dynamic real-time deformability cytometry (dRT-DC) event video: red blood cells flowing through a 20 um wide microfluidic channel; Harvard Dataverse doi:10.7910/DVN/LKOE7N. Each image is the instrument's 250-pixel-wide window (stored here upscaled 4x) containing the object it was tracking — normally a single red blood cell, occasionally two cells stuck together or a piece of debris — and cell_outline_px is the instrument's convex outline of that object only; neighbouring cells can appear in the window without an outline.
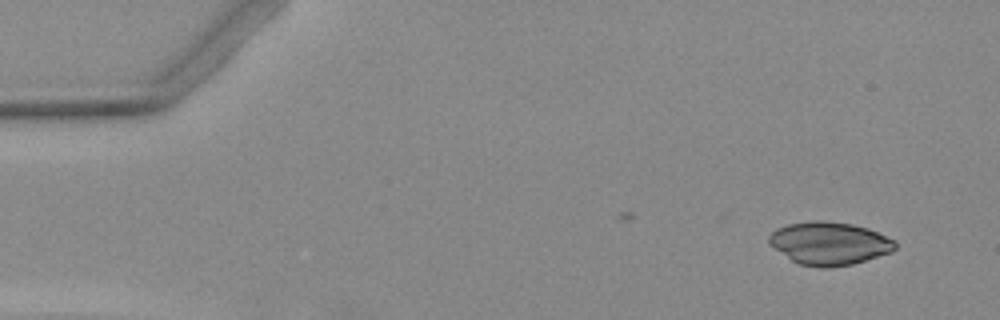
{"species": "Egyptian fruit bat (a non-hibernating species)", "species_latin": "Rousettus aegyptiacus", "temperature_condition": "warm", "stored_images_in_passage": 2, "camera_frame_rate_fps": 3000, "um_per_image_px": 0.085, "animal": {"sex": "female"}, "frame": {"image": 1, "passage_image": 2, "time_ms": 1.333, "image_size_px": [1000, 320], "cell_outline_px": [[896, 248], [892, 252], [852, 264], [828, 268], [820, 268], [800, 264], [792, 260], [776, 248], [768, 240], [768, 236], [776, 228], [788, 224], [812, 220], [824, 220], [852, 224], [868, 228], [896, 240]], "centroid_in_image_um": [70.53, 20.67], "position_along_channel_um": 14.5, "area_um2": 31.5}}